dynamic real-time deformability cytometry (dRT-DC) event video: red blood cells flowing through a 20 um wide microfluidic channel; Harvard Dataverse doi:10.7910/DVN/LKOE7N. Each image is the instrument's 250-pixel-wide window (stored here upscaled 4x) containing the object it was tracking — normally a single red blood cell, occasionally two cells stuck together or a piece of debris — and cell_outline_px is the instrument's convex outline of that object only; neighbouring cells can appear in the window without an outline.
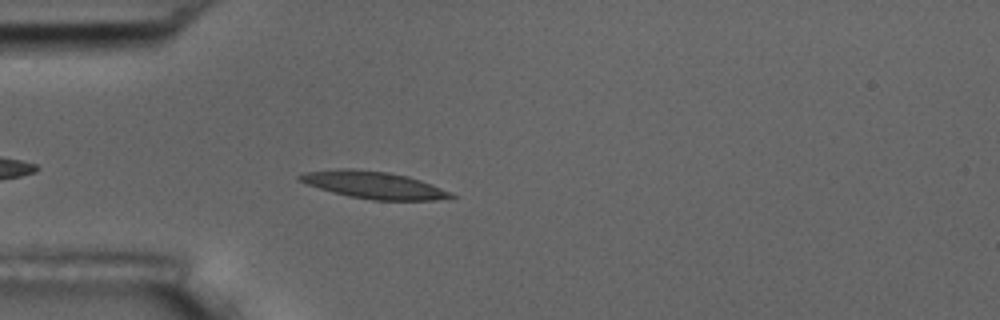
{"species": "common noctule bat (a hibernating species)", "species_latin": "Nyctalus noctula", "temperature_condition": "room temperature", "stored_images_in_passage": 35, "camera_frame_rate_fps": 3000, "um_per_image_px": 0.085, "animal": {"sex": "male", "body_mass_g": 17.5, "forearm_length_mm": 52.3}, "frame": {"image": 1, "passage_image": 5, "time_ms": 1.333, "image_size_px": [1000, 320], "cell_outline_px": [[460, 196], [436, 200], [372, 200], [348, 196], [332, 192], [308, 184], [300, 180], [296, 176], [304, 172], [340, 168], [352, 168], [388, 172], [408, 176], [432, 184], [452, 192]], "centroid_in_image_um": [31.81, 15.72], "position_along_channel_um": 53.2, "area_um2": 24.04}}
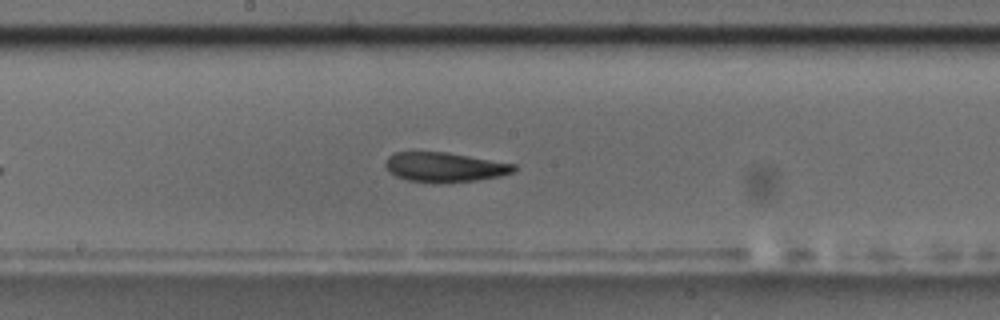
{"frame": {"image": 2, "passage_image": 19, "time_ms": 6.0, "image_size_px": [1000, 320], "cell_outline_px": [[516, 168], [512, 172], [500, 176], [476, 180], [436, 184], [432, 184], [408, 180], [396, 176], [384, 164], [388, 156], [396, 152], [448, 152], [516, 164]], "centroid_in_image_um": [37.8, 14.21], "position_along_channel_um": 210.4, "area_um2": 22.25}}
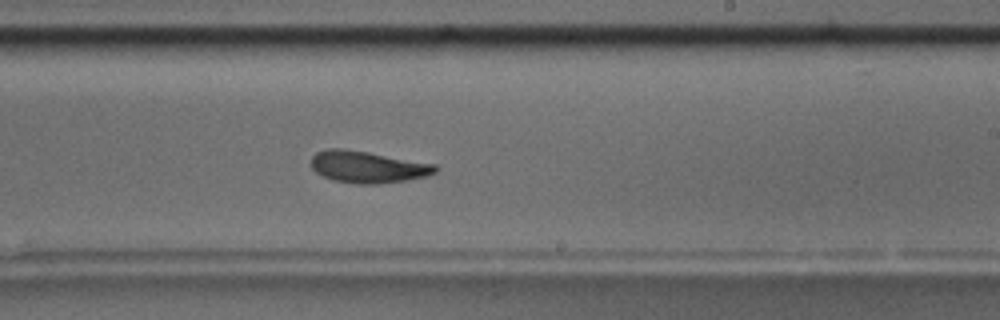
{"frame": {"image": 3, "passage_image": 23, "time_ms": 7.333, "image_size_px": [1000, 320], "cell_outline_px": [[440, 168], [436, 172], [428, 176], [408, 180], [376, 184], [356, 184], [332, 180], [316, 172], [312, 168], [312, 156], [316, 152], [328, 148], [344, 148], [368, 152], [436, 164]], "centroid_in_image_um": [31.28, 14.19], "position_along_channel_um": 257.7, "area_um2": 23.18}, "authors_computed_cell_mechanics": {"area_um2": 22.4842, "velocity_mm_per_s": 3.5626, "shape_relaxation_time_tau1_ms": 4.0926, "shape_relaxation_time_tau2_ms": 3.8409, "deformation_change_tau1": 0.1614, "deformation_change_tau2": 0.1157}}